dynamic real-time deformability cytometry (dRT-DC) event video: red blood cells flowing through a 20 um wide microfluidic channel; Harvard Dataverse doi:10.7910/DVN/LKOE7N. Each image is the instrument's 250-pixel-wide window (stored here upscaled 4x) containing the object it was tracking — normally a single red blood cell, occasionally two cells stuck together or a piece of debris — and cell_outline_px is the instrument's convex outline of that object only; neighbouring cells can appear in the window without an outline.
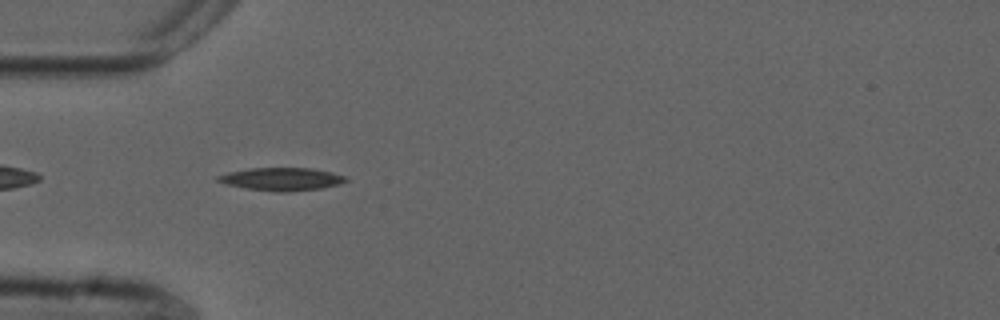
{"species": "common noctule bat (a hibernating species)", "species_latin": "Nyctalus noctula", "temperature_condition": "cold", "stored_images_in_passage": 42, "camera_frame_rate_fps": 3000, "um_per_image_px": 0.085, "animal": {"sex": "male", "forearm_length_mm": 52.5}, "frame": {"image": 1, "passage_image": 3, "time_ms": 0.667, "image_size_px": [1000, 320], "cell_outline_px": [[348, 180], [340, 184], [320, 188], [288, 192], [276, 192], [248, 188], [228, 184], [216, 180], [216, 176], [228, 172], [248, 168], [312, 168], [332, 172], [344, 176]], "centroid_in_image_um": [23.94, 15.21], "position_along_channel_um": 61.1, "area_um2": 16.94}}
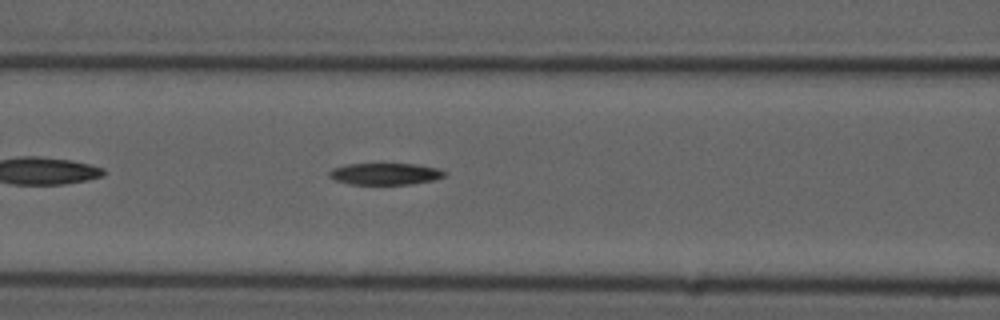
{"frame": {"image": 2, "passage_image": 9, "time_ms": 2.667, "image_size_px": [1000, 320], "cell_outline_px": [[448, 172], [444, 176], [432, 180], [412, 184], [352, 184], [336, 180], [328, 176], [328, 172], [332, 168], [348, 164], [416, 164], [436, 168]], "centroid_in_image_um": [32.73, 14.77], "position_along_channel_um": 133.9, "area_um2": 14.45}}
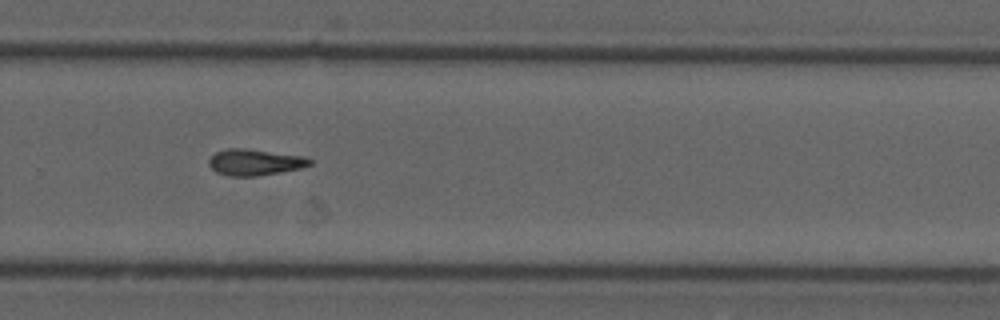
{"frame": {"image": 3, "passage_image": 23, "time_ms": 7.333, "image_size_px": [1000, 320], "cell_outline_px": [[312, 164], [300, 168], [280, 172], [256, 176], [228, 176], [216, 172], [208, 164], [208, 160], [216, 152], [228, 148], [244, 148], [304, 156], [312, 160]], "centroid_in_image_um": [21.65, 13.79], "position_along_channel_um": 308.2, "area_um2": 15.37}, "authors_computed_cell_mechanics": {"area_um2": 15.4904, "velocity_mm_per_s": 3.7476, "shape_relaxation_time_tau1_ms": null, "shape_relaxation_time_tau2_ms": 10.5664, "deformation_change_tau1": null, "deformation_change_tau2": 0.2604}}